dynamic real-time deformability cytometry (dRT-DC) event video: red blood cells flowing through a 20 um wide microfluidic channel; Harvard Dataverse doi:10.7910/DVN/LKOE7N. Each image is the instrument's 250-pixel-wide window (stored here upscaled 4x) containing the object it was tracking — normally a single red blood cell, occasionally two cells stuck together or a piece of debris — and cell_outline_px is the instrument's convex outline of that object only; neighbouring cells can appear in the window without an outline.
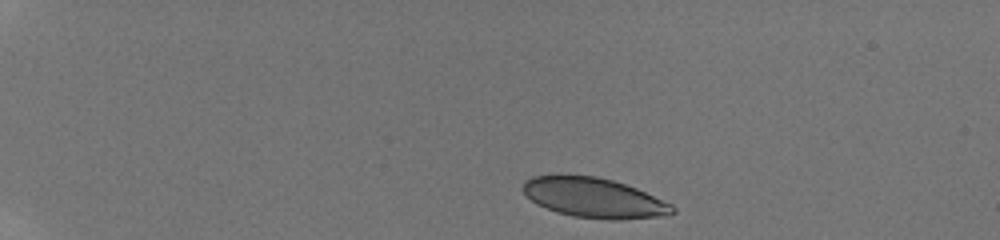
{"species": "human", "species_latin": "Homo sapiens", "temperature_condition": "room temperature", "stored_images_in_passage": 6, "camera_frame_rate_fps": 3000, "um_per_image_px": 0.085, "donor": {"sex": "male"}, "frame": {"image": 1, "passage_image": 1, "time_ms": 0.0, "image_size_px": [1000, 240], "cell_outline_px": [[676, 212], [664, 216], [620, 220], [608, 220], [572, 216], [556, 212], [536, 204], [524, 192], [524, 180], [532, 176], [596, 176], [612, 180], [636, 188], [672, 204], [676, 208]], "centroid_in_image_um": [50.53, 16.84], "position_along_channel_um": 34.5, "area_um2": 34.51}}
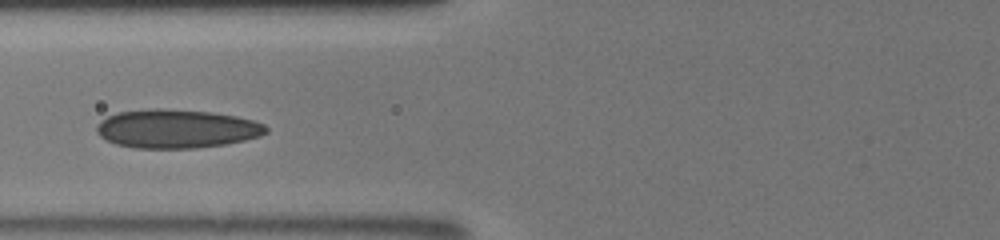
{"frame": {"image": 2, "passage_image": 5, "time_ms": 4.333, "image_size_px": [1000, 240], "cell_outline_px": [[268, 132], [260, 136], [244, 140], [224, 144], [196, 148], [136, 148], [116, 144], [100, 136], [96, 132], [96, 124], [100, 120], [108, 116], [120, 112], [148, 108], [164, 108], [212, 112], [236, 116], [252, 120], [264, 124], [268, 128]], "centroid_in_image_um": [15.0, 10.93], "position_along_channel_um": 110.8, "area_um2": 38.32}}
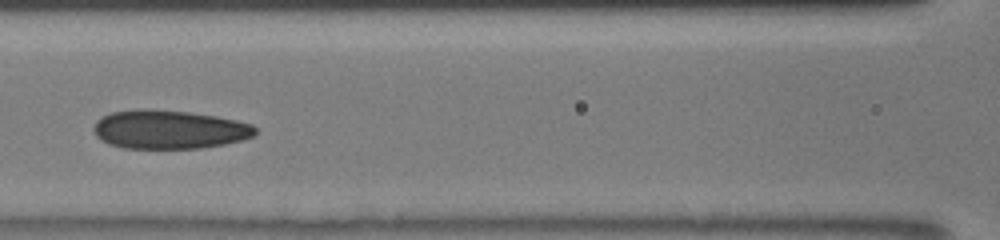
{"frame": {"image": 3, "passage_image": 6, "time_ms": 5.333, "image_size_px": [1000, 240], "cell_outline_px": [[256, 132], [252, 136], [240, 140], [224, 144], [200, 148], [124, 148], [108, 144], [100, 140], [96, 136], [92, 128], [96, 120], [100, 116], [112, 112], [136, 108], [152, 108], [188, 112], [216, 116], [236, 120], [252, 124], [256, 128]], "centroid_in_image_um": [14.31, 10.99], "position_along_channel_um": 152.3, "area_um2": 36.82}}